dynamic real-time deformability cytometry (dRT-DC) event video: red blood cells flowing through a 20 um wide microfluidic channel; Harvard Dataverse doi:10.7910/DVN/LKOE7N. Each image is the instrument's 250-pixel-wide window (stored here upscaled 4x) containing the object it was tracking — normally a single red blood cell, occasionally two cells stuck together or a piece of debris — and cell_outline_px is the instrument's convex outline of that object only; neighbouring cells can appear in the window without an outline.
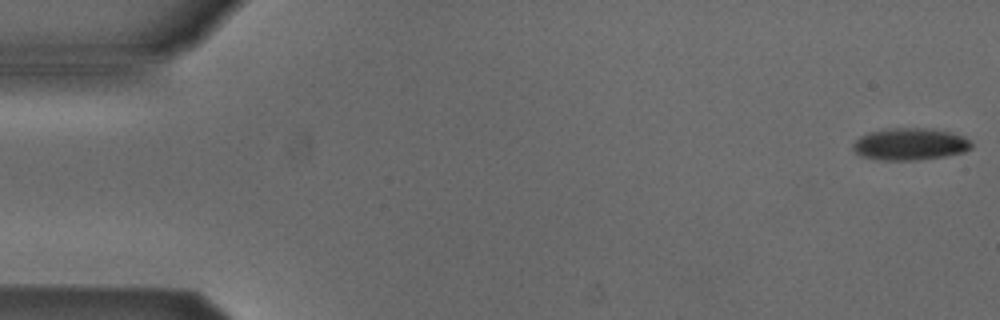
{"species": "Egyptian fruit bat (a non-hibernating species)", "species_latin": "Rousettus aegyptiacus", "temperature_condition": "cold", "stored_images_in_passage": 5, "camera_frame_rate_fps": 3000, "um_per_image_px": 0.085, "animal": {"sex": "male"}, "frame": {"image": 1, "passage_image": 1, "time_ms": 0.0, "image_size_px": [1000, 320], "cell_outline_px": [[972, 148], [964, 152], [944, 156], [916, 160], [880, 160], [860, 156], [852, 148], [852, 144], [860, 136], [868, 132], [888, 128], [932, 128], [964, 136], [972, 144]], "centroid_in_image_um": [77.33, 12.25], "position_along_channel_um": 7.7, "area_um2": 22.2}}